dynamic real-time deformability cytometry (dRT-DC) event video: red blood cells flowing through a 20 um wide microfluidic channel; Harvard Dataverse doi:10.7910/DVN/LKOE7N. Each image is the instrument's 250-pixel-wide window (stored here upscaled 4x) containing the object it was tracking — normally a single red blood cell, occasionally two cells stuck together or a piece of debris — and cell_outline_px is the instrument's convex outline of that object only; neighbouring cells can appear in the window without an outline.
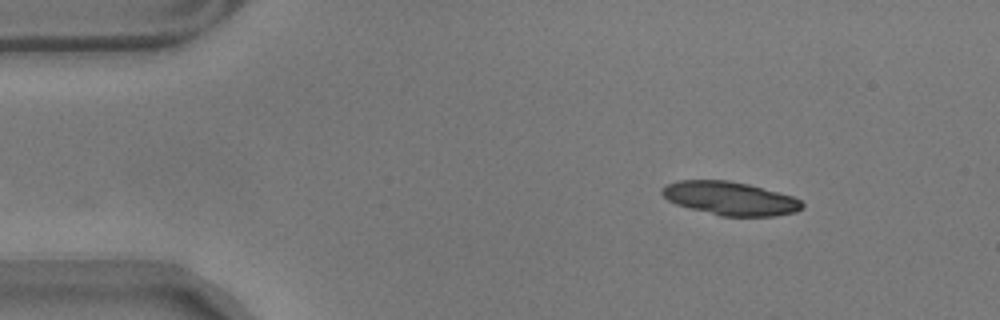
{"species": "common noctule bat (a hibernating species)", "species_latin": "Nyctalus noctula", "temperature_condition": "warm", "stored_images_in_passage": 13, "camera_frame_rate_fps": 3000, "um_per_image_px": 0.085, "animal": {"sex": "male", "body_mass_g": 17.9}, "frame": {"image": 1, "passage_image": 2, "time_ms": 0.333, "image_size_px": [1000, 320], "cell_outline_px": [[804, 208], [796, 212], [776, 216], [720, 216], [676, 204], [668, 200], [660, 192], [668, 184], [676, 180], [728, 180], [748, 184], [792, 196], [800, 200], [804, 204]], "centroid_in_image_um": [62.08, 16.87], "position_along_channel_um": 22.9, "area_um2": 27.22}}